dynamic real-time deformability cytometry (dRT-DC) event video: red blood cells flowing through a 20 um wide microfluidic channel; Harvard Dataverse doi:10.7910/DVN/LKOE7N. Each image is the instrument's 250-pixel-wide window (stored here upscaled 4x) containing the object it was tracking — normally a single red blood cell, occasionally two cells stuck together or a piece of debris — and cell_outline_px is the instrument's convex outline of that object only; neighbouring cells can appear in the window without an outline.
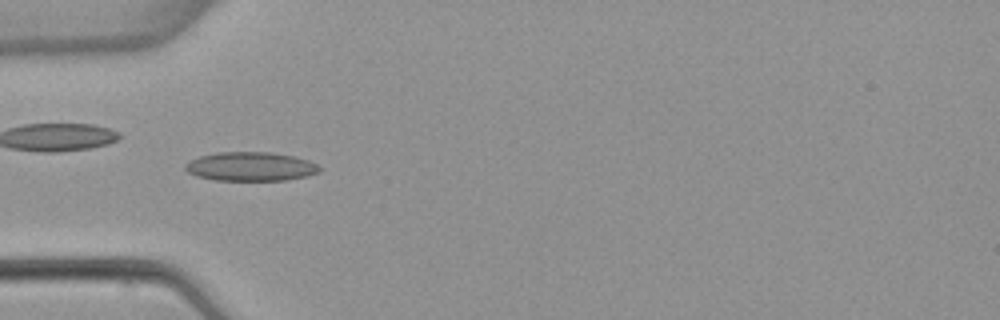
{"species": "common noctule bat (a hibernating species)", "species_latin": "Nyctalus noctula", "temperature_condition": "warm", "stored_images_in_passage": 6, "camera_frame_rate_fps": 3000, "um_per_image_px": 0.085, "animal": {"sex": "female", "body_mass_g": 22.7, "forearm_length_mm": 54.2}, "frame": {"image": 1, "passage_image": 5, "time_ms": 4.667, "image_size_px": [1000, 320], "cell_outline_px": [[320, 172], [308, 176], [284, 180], [216, 180], [196, 176], [188, 172], [184, 168], [184, 164], [200, 156], [220, 152], [272, 152], [292, 156], [308, 160], [316, 164], [320, 168]], "centroid_in_image_um": [21.31, 14.15], "position_along_channel_um": 63.7, "area_um2": 22.54}}
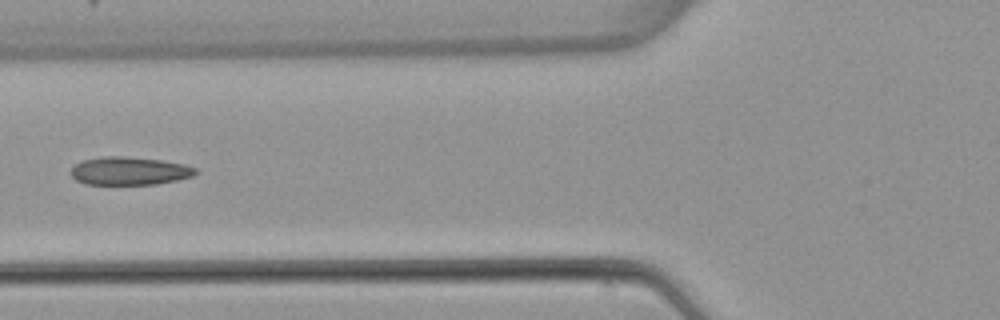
{"frame": {"image": 2, "passage_image": 6, "time_ms": 6.0, "image_size_px": [1000, 320], "cell_outline_px": [[196, 172], [192, 176], [176, 180], [156, 184], [84, 184], [76, 180], [72, 176], [72, 168], [80, 160], [104, 156], [124, 156], [160, 160], [184, 164], [196, 168]], "centroid_in_image_um": [10.97, 14.52], "position_along_channel_um": 114.8, "area_um2": 20.29}}